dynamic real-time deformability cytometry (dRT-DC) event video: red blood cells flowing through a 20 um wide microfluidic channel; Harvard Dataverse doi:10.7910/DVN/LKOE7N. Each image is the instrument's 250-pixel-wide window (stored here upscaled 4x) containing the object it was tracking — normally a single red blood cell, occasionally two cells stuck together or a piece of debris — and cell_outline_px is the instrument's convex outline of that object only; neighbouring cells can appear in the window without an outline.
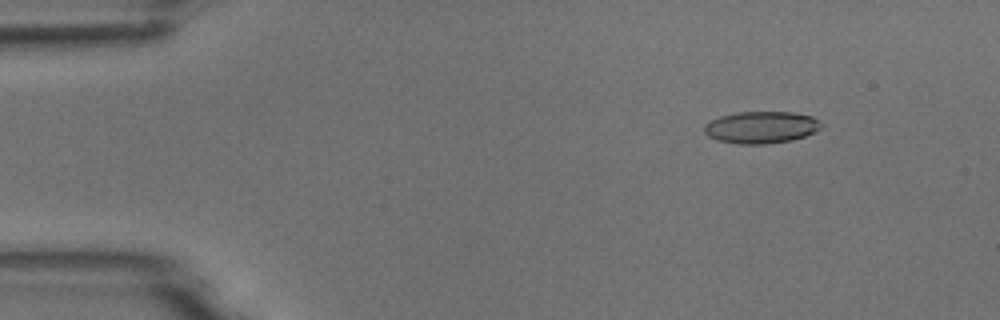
{"species": "common noctule bat (a hibernating species)", "species_latin": "Nyctalus noctula", "temperature_condition": "room temperature", "stored_images_in_passage": 6, "camera_frame_rate_fps": 3000, "um_per_image_px": 0.085, "animal": {"sex": "male", "body_mass_g": 18.8}, "frame": {"image": 1, "passage_image": 2, "time_ms": 1.0, "image_size_px": [1000, 320], "cell_outline_px": [[820, 128], [816, 132], [792, 140], [764, 144], [736, 144], [716, 140], [708, 136], [704, 132], [704, 124], [720, 116], [736, 112], [792, 112], [812, 116], [820, 124]], "centroid_in_image_um": [64.66, 10.83], "position_along_channel_um": 20.3, "area_um2": 21.79}}
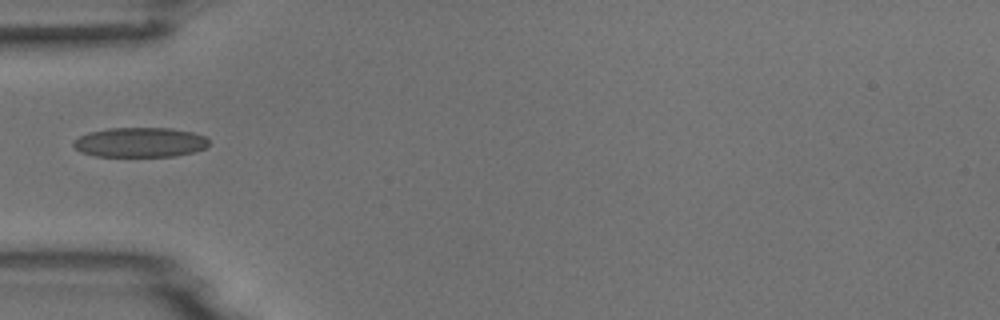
{"frame": {"image": 2, "passage_image": 5, "time_ms": 4.667, "image_size_px": [1000, 320], "cell_outline_px": [[208, 144], [204, 148], [192, 152], [176, 156], [96, 156], [80, 152], [72, 144], [72, 140], [88, 132], [108, 128], [172, 128], [192, 132], [204, 136], [208, 140]], "centroid_in_image_um": [11.86, 12.09], "position_along_channel_um": 73.1, "area_um2": 23.47}}